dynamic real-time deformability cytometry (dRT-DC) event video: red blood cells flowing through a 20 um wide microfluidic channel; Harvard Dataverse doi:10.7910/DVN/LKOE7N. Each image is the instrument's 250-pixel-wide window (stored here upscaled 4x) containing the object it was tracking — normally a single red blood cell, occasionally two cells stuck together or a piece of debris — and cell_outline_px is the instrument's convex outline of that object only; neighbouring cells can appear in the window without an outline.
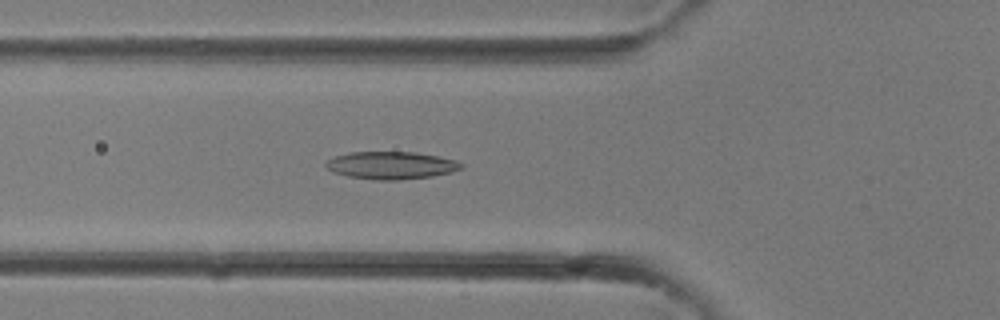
{"species": "common noctule bat (a hibernating species)", "species_latin": "Nyctalus noctula", "temperature_condition": "room temperature", "stored_images_in_passage": 31, "camera_frame_rate_fps": 3000, "um_per_image_px": 0.085, "animal": {"sex": "female"}, "frame": {"image": 1, "passage_image": 12, "time_ms": 3.667, "image_size_px": [1000, 320], "cell_outline_px": [[464, 168], [432, 176], [400, 180], [372, 180], [348, 176], [332, 172], [324, 164], [328, 160], [336, 156], [352, 152], [416, 152], [440, 156], [456, 160], [464, 164]], "centroid_in_image_um": [33.27, 14.05], "position_along_channel_um": 92.5, "area_um2": 21.79}}
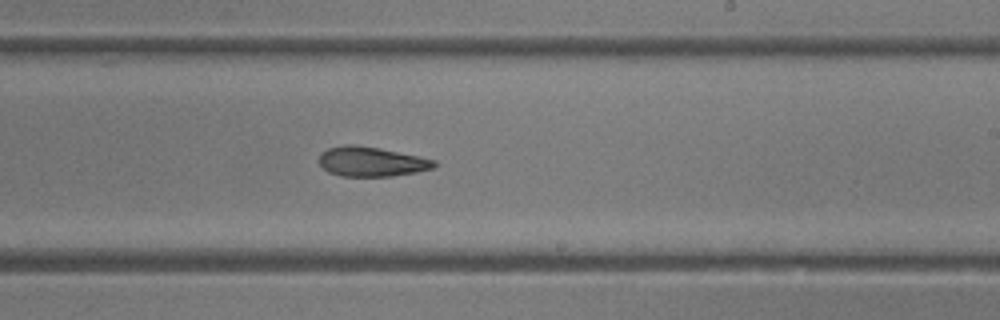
{"frame": {"image": 2, "passage_image": 20, "time_ms": 6.333, "image_size_px": [1000, 320], "cell_outline_px": [[436, 164], [432, 168], [416, 172], [392, 176], [340, 176], [328, 172], [320, 164], [320, 156], [328, 148], [344, 144], [352, 144], [380, 148], [420, 156], [436, 160]], "centroid_in_image_um": [31.58, 13.73], "position_along_channel_um": 257.4, "area_um2": 19.83}}
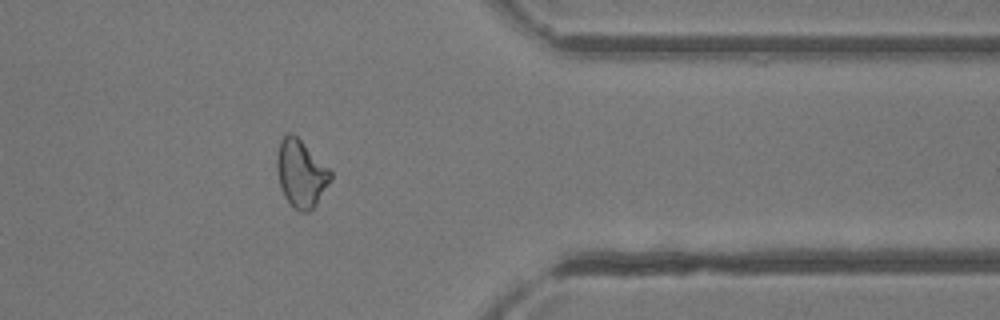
{"frame": {"image": 3, "passage_image": 27, "time_ms": 8.667, "image_size_px": [1000, 320], "cell_outline_px": [[332, 180], [316, 204], [308, 212], [300, 212], [292, 208], [284, 196], [280, 188], [276, 168], [276, 156], [280, 140], [288, 132], [292, 132], [332, 172]], "centroid_in_image_um": [25.56, 14.77], "position_along_channel_um": 385.8, "area_um2": 21.1}}